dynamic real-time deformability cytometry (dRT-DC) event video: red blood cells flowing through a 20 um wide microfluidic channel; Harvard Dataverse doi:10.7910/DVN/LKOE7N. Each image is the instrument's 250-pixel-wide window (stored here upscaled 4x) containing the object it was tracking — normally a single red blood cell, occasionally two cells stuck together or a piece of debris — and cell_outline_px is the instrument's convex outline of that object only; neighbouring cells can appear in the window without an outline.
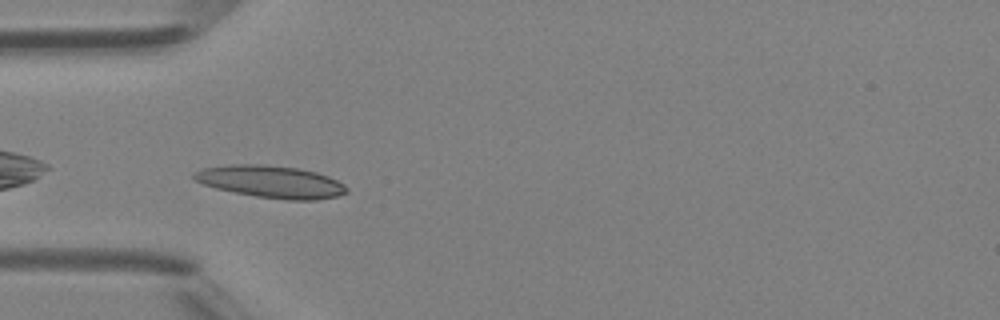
{"species": "Egyptian fruit bat (a non-hibernating species)", "species_latin": "Rousettus aegyptiacus", "temperature_condition": "room temperature", "stored_images_in_passage": 33, "camera_frame_rate_fps": 3000, "um_per_image_px": 0.085, "animal": {"sex": "female"}, "frame": {"image": 1, "passage_image": 1, "time_ms": 0.0, "image_size_px": [1000, 320], "cell_outline_px": [[348, 192], [336, 196], [316, 200], [288, 200], [256, 196], [216, 188], [204, 184], [196, 180], [192, 176], [192, 172], [204, 168], [228, 164], [264, 164], [300, 168], [316, 172], [328, 176], [344, 184], [348, 188]], "centroid_in_image_um": [23.04, 15.43], "position_along_channel_um": 62.0, "area_um2": 28.67}}
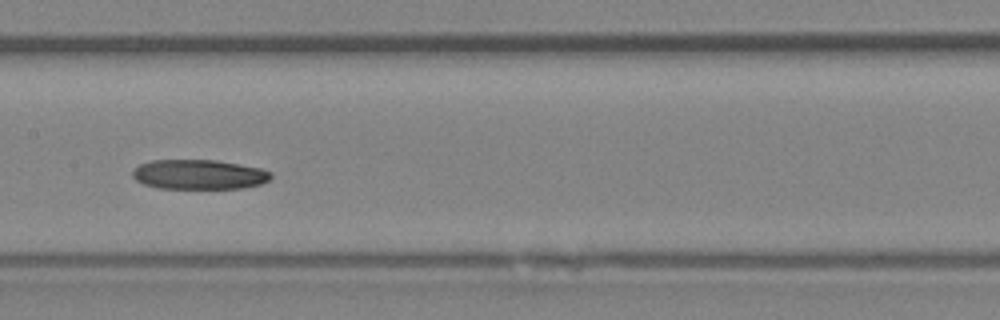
{"frame": {"image": 2, "passage_image": 10, "time_ms": 3.0, "image_size_px": [1000, 320], "cell_outline_px": [[272, 176], [268, 180], [260, 184], [240, 188], [156, 188], [144, 184], [136, 180], [132, 176], [132, 168], [140, 164], [152, 160], [216, 160], [260, 168], [272, 172]], "centroid_in_image_um": [16.87, 14.82], "position_along_channel_um": 190.5, "area_um2": 23.93}}